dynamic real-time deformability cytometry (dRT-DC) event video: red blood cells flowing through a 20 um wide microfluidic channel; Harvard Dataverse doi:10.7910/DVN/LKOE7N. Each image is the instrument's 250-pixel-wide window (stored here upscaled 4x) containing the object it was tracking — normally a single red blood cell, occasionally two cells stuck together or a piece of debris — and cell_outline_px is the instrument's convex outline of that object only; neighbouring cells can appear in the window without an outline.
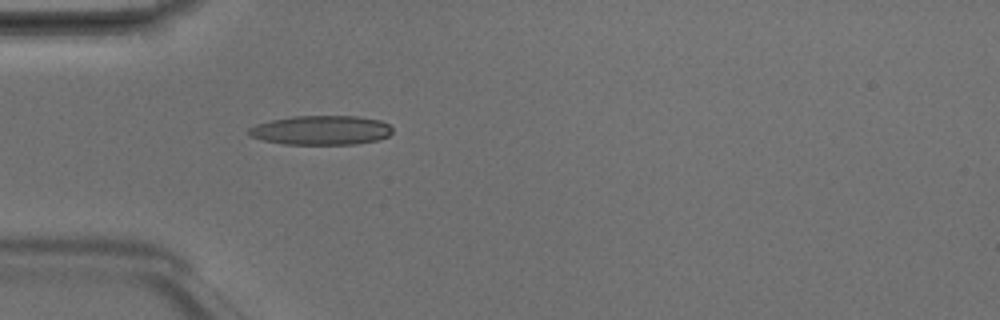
{"species": "Egyptian fruit bat (a non-hibernating species)", "species_latin": "Rousettus aegyptiacus", "temperature_condition": "room temperature", "stored_images_in_passage": 5, "camera_frame_rate_fps": 3000, "um_per_image_px": 0.085, "animal": {"sex": "male"}, "frame": {"image": 1, "passage_image": 5, "time_ms": 1.333, "image_size_px": [1000, 320], "cell_outline_px": [[392, 132], [388, 136], [380, 140], [352, 144], [284, 144], [264, 140], [252, 136], [248, 132], [248, 128], [256, 124], [272, 120], [292, 116], [356, 116], [380, 120], [388, 124], [392, 128]], "centroid_in_image_um": [27.32, 11.06], "position_along_channel_um": 57.7, "area_um2": 24.45}}